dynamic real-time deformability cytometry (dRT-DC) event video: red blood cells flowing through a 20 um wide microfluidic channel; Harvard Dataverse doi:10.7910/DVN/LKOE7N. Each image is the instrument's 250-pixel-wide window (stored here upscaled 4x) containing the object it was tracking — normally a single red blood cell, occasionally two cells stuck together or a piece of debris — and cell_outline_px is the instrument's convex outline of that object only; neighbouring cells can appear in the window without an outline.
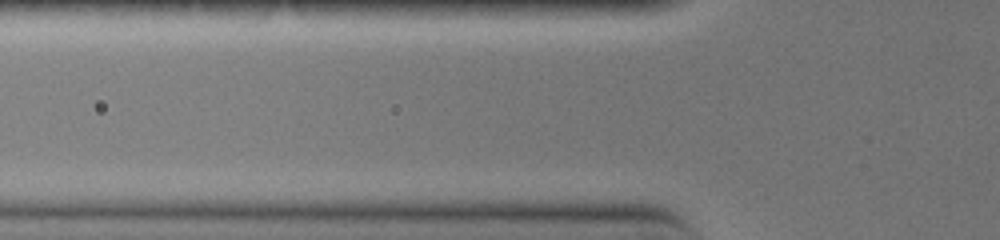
{"species": "common noctule bat (a hibernating species)", "species_latin": "Nyctalus noctula", "temperature_condition": "warm", "stored_images_in_passage": 3, "camera_frame_rate_fps": 3000, "um_per_image_px": 0.085, "animal": {"sex": "female", "body_mass_g": 19.0, "forearm_length_mm": 51.5}, "frame": {"image": 1, "passage_image": 3, "time_ms": 0.667, "image_size_px": [1000, 240], "cell_outline_px": [[604, 164], [524, 168], [468, 168], [456, 164], [460, 160], [492, 156], [584, 156], [600, 160]], "centroid_in_image_um": [44.81, 13.75], "position_along_channel_um": 81.0, "area_um2": 10.46}}